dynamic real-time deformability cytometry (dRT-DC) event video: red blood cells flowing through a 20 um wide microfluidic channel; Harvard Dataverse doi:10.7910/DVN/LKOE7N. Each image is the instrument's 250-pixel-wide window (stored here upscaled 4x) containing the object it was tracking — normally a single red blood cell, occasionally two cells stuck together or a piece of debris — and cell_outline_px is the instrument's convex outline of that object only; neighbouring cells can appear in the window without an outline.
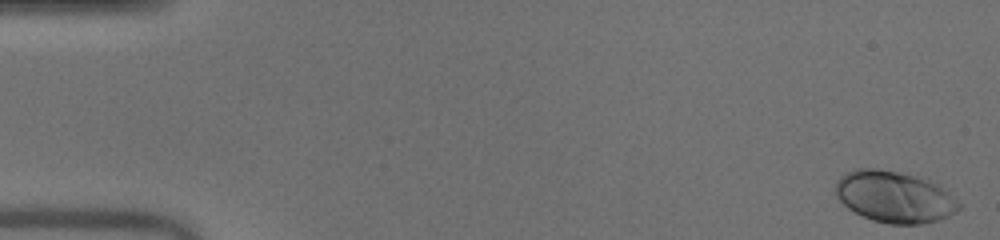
{"species": "human", "species_latin": "Homo sapiens", "temperature_condition": "warm", "stored_images_in_passage": 50, "camera_frame_rate_fps": 3000, "um_per_image_px": 0.085, "donor": {"sex": "male"}, "frame": {"image": 1, "passage_image": 1, "time_ms": 0.0, "image_size_px": [1000, 240], "cell_outline_px": [[960, 208], [956, 212], [948, 216], [936, 220], [920, 224], [888, 224], [872, 220], [848, 208], [836, 196], [836, 180], [840, 176], [856, 168], [876, 168], [896, 172], [928, 180], [936, 184], [948, 192], [960, 204]], "centroid_in_image_um": [76.0, 16.74], "position_along_channel_um": 9.0, "area_um2": 36.53}}
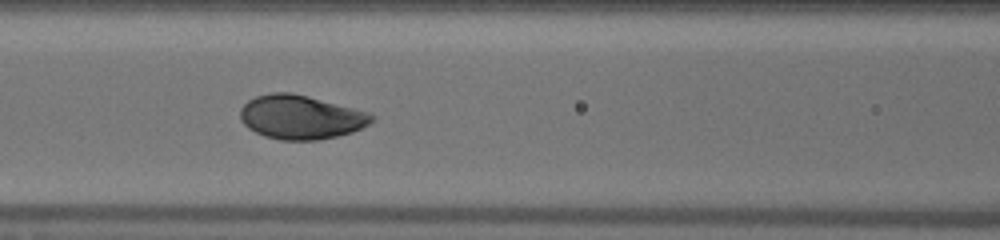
{"frame": {"image": 2, "passage_image": 22, "time_ms": 7.0, "image_size_px": [1000, 240], "cell_outline_px": [[376, 116], [368, 124], [352, 132], [336, 136], [316, 140], [280, 140], [264, 136], [248, 128], [240, 120], [240, 108], [248, 100], [256, 96], [272, 92], [292, 92], [308, 96], [368, 112]], "centroid_in_image_um": [25.53, 9.95], "position_along_channel_um": 141.1, "area_um2": 33.58}}
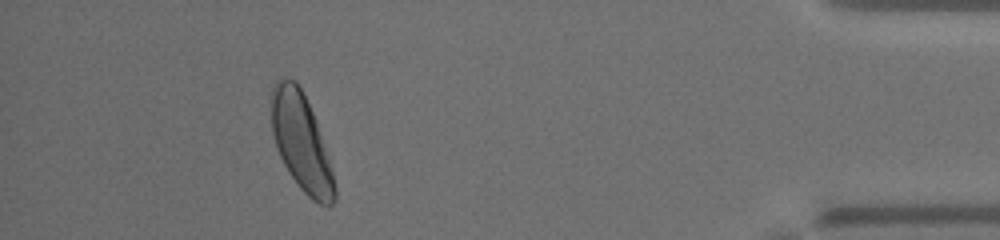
{"frame": {"image": 3, "passage_image": 46, "time_ms": 15.0, "image_size_px": [1000, 240], "cell_outline_px": [[336, 200], [328, 208], [312, 200], [296, 184], [288, 172], [276, 148], [272, 132], [268, 96], [272, 84], [276, 80], [296, 80], [316, 120], [332, 172], [336, 188]], "centroid_in_image_um": [25.56, 12.08], "position_along_channel_um": 409.6, "area_um2": 36.01}, "authors_computed_cell_mechanics": {"area_um2": 33.5818, "velocity_mm_per_s": 4.0494, "shape_relaxation_time_tau1_ms": 2.0882, "shape_relaxation_time_tau2_ms": null, "deformation_change_tau1": 0.1419, "deformation_change_tau2": null}}